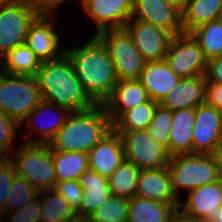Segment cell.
Wrapping results in <instances>:
<instances>
[{"mask_svg": "<svg viewBox=\"0 0 222 222\" xmlns=\"http://www.w3.org/2000/svg\"><path fill=\"white\" fill-rule=\"evenodd\" d=\"M75 75L96 105H103L118 83L114 64L103 43L93 35L84 46L65 49Z\"/></svg>", "mask_w": 222, "mask_h": 222, "instance_id": "obj_1", "label": "cell"}, {"mask_svg": "<svg viewBox=\"0 0 222 222\" xmlns=\"http://www.w3.org/2000/svg\"><path fill=\"white\" fill-rule=\"evenodd\" d=\"M35 78L42 100L46 102L70 112L86 111L96 105L84 91L65 53L58 59L42 62Z\"/></svg>", "mask_w": 222, "mask_h": 222, "instance_id": "obj_2", "label": "cell"}, {"mask_svg": "<svg viewBox=\"0 0 222 222\" xmlns=\"http://www.w3.org/2000/svg\"><path fill=\"white\" fill-rule=\"evenodd\" d=\"M113 129L104 105L82 112H71L65 124L49 143L51 150L88 153Z\"/></svg>", "mask_w": 222, "mask_h": 222, "instance_id": "obj_3", "label": "cell"}, {"mask_svg": "<svg viewBox=\"0 0 222 222\" xmlns=\"http://www.w3.org/2000/svg\"><path fill=\"white\" fill-rule=\"evenodd\" d=\"M10 161L16 174L24 177L38 191L54 189L57 183L49 144L22 142Z\"/></svg>", "mask_w": 222, "mask_h": 222, "instance_id": "obj_4", "label": "cell"}, {"mask_svg": "<svg viewBox=\"0 0 222 222\" xmlns=\"http://www.w3.org/2000/svg\"><path fill=\"white\" fill-rule=\"evenodd\" d=\"M41 101L35 76L10 75L0 70V112L21 125Z\"/></svg>", "mask_w": 222, "mask_h": 222, "instance_id": "obj_5", "label": "cell"}, {"mask_svg": "<svg viewBox=\"0 0 222 222\" xmlns=\"http://www.w3.org/2000/svg\"><path fill=\"white\" fill-rule=\"evenodd\" d=\"M172 188L178 199L180 191L188 192L220 179L212 154H185L170 157L168 163Z\"/></svg>", "mask_w": 222, "mask_h": 222, "instance_id": "obj_6", "label": "cell"}, {"mask_svg": "<svg viewBox=\"0 0 222 222\" xmlns=\"http://www.w3.org/2000/svg\"><path fill=\"white\" fill-rule=\"evenodd\" d=\"M105 46L114 64L118 81L139 80L146 64L125 28L109 29L95 35Z\"/></svg>", "mask_w": 222, "mask_h": 222, "instance_id": "obj_7", "label": "cell"}, {"mask_svg": "<svg viewBox=\"0 0 222 222\" xmlns=\"http://www.w3.org/2000/svg\"><path fill=\"white\" fill-rule=\"evenodd\" d=\"M37 16L25 0H9L0 7V59L25 44L29 26Z\"/></svg>", "mask_w": 222, "mask_h": 222, "instance_id": "obj_8", "label": "cell"}, {"mask_svg": "<svg viewBox=\"0 0 222 222\" xmlns=\"http://www.w3.org/2000/svg\"><path fill=\"white\" fill-rule=\"evenodd\" d=\"M164 60L181 79L206 73L207 59L198 42L188 33L172 37Z\"/></svg>", "mask_w": 222, "mask_h": 222, "instance_id": "obj_9", "label": "cell"}, {"mask_svg": "<svg viewBox=\"0 0 222 222\" xmlns=\"http://www.w3.org/2000/svg\"><path fill=\"white\" fill-rule=\"evenodd\" d=\"M122 140L125 159L133 162L140 170L168 166L170 156L147 130L116 131Z\"/></svg>", "mask_w": 222, "mask_h": 222, "instance_id": "obj_10", "label": "cell"}, {"mask_svg": "<svg viewBox=\"0 0 222 222\" xmlns=\"http://www.w3.org/2000/svg\"><path fill=\"white\" fill-rule=\"evenodd\" d=\"M85 15L94 22L95 34L124 28L132 18L133 0H80Z\"/></svg>", "mask_w": 222, "mask_h": 222, "instance_id": "obj_11", "label": "cell"}, {"mask_svg": "<svg viewBox=\"0 0 222 222\" xmlns=\"http://www.w3.org/2000/svg\"><path fill=\"white\" fill-rule=\"evenodd\" d=\"M132 19L153 24L173 36L184 33L182 9L167 0H133Z\"/></svg>", "mask_w": 222, "mask_h": 222, "instance_id": "obj_12", "label": "cell"}, {"mask_svg": "<svg viewBox=\"0 0 222 222\" xmlns=\"http://www.w3.org/2000/svg\"><path fill=\"white\" fill-rule=\"evenodd\" d=\"M124 28L147 62L164 60L173 35L153 24L132 18Z\"/></svg>", "mask_w": 222, "mask_h": 222, "instance_id": "obj_13", "label": "cell"}, {"mask_svg": "<svg viewBox=\"0 0 222 222\" xmlns=\"http://www.w3.org/2000/svg\"><path fill=\"white\" fill-rule=\"evenodd\" d=\"M55 16L38 15L30 24L26 44L35 53L40 62L58 59L64 50H59V33L54 30Z\"/></svg>", "mask_w": 222, "mask_h": 222, "instance_id": "obj_14", "label": "cell"}, {"mask_svg": "<svg viewBox=\"0 0 222 222\" xmlns=\"http://www.w3.org/2000/svg\"><path fill=\"white\" fill-rule=\"evenodd\" d=\"M192 154H212L218 146L222 112L207 102L194 109Z\"/></svg>", "mask_w": 222, "mask_h": 222, "instance_id": "obj_15", "label": "cell"}, {"mask_svg": "<svg viewBox=\"0 0 222 222\" xmlns=\"http://www.w3.org/2000/svg\"><path fill=\"white\" fill-rule=\"evenodd\" d=\"M51 111H53V113H54V115L52 114L53 117L50 116V119L47 118V120L45 119L44 122L42 119L40 120V118L43 117L42 115L45 114L47 116V113H51ZM70 114H71V112L64 107H60L55 104H52V103L42 100L28 114L27 118L21 124V127L26 125L27 129H30L29 133H27V135H29V137L32 136L31 133L36 131L37 135L41 138H38V139L28 138L27 141L24 140V142L49 144L53 140V138L55 137L56 133L65 124L67 117ZM45 115H44V117L46 118ZM25 121H28V122L26 123ZM39 121H40V123H38ZM37 123L39 124V126L37 125Z\"/></svg>", "mask_w": 222, "mask_h": 222, "instance_id": "obj_16", "label": "cell"}, {"mask_svg": "<svg viewBox=\"0 0 222 222\" xmlns=\"http://www.w3.org/2000/svg\"><path fill=\"white\" fill-rule=\"evenodd\" d=\"M124 160L123 143L114 129L88 152L89 169L105 178H109Z\"/></svg>", "mask_w": 222, "mask_h": 222, "instance_id": "obj_17", "label": "cell"}, {"mask_svg": "<svg viewBox=\"0 0 222 222\" xmlns=\"http://www.w3.org/2000/svg\"><path fill=\"white\" fill-rule=\"evenodd\" d=\"M136 196L161 203H179L168 166L140 170Z\"/></svg>", "mask_w": 222, "mask_h": 222, "instance_id": "obj_18", "label": "cell"}, {"mask_svg": "<svg viewBox=\"0 0 222 222\" xmlns=\"http://www.w3.org/2000/svg\"><path fill=\"white\" fill-rule=\"evenodd\" d=\"M218 206H222L221 178L190 191L185 202L179 201L178 211L187 218L204 220Z\"/></svg>", "mask_w": 222, "mask_h": 222, "instance_id": "obj_19", "label": "cell"}, {"mask_svg": "<svg viewBox=\"0 0 222 222\" xmlns=\"http://www.w3.org/2000/svg\"><path fill=\"white\" fill-rule=\"evenodd\" d=\"M206 84L205 75L181 79L159 104L171 111L195 109L206 102Z\"/></svg>", "mask_w": 222, "mask_h": 222, "instance_id": "obj_20", "label": "cell"}, {"mask_svg": "<svg viewBox=\"0 0 222 222\" xmlns=\"http://www.w3.org/2000/svg\"><path fill=\"white\" fill-rule=\"evenodd\" d=\"M149 100L148 92L139 80H120L103 105L113 124L124 112Z\"/></svg>", "mask_w": 222, "mask_h": 222, "instance_id": "obj_21", "label": "cell"}, {"mask_svg": "<svg viewBox=\"0 0 222 222\" xmlns=\"http://www.w3.org/2000/svg\"><path fill=\"white\" fill-rule=\"evenodd\" d=\"M177 76L165 60L146 62L139 81L152 101H160L179 83Z\"/></svg>", "mask_w": 222, "mask_h": 222, "instance_id": "obj_22", "label": "cell"}, {"mask_svg": "<svg viewBox=\"0 0 222 222\" xmlns=\"http://www.w3.org/2000/svg\"><path fill=\"white\" fill-rule=\"evenodd\" d=\"M78 181L83 188L80 216L91 217L111 196L108 178L88 169L80 175Z\"/></svg>", "mask_w": 222, "mask_h": 222, "instance_id": "obj_23", "label": "cell"}, {"mask_svg": "<svg viewBox=\"0 0 222 222\" xmlns=\"http://www.w3.org/2000/svg\"><path fill=\"white\" fill-rule=\"evenodd\" d=\"M194 119V109H178L173 111L172 127L168 143V154L170 157L192 154Z\"/></svg>", "mask_w": 222, "mask_h": 222, "instance_id": "obj_24", "label": "cell"}, {"mask_svg": "<svg viewBox=\"0 0 222 222\" xmlns=\"http://www.w3.org/2000/svg\"><path fill=\"white\" fill-rule=\"evenodd\" d=\"M179 203H161L134 196L129 199L127 222H171Z\"/></svg>", "mask_w": 222, "mask_h": 222, "instance_id": "obj_25", "label": "cell"}, {"mask_svg": "<svg viewBox=\"0 0 222 222\" xmlns=\"http://www.w3.org/2000/svg\"><path fill=\"white\" fill-rule=\"evenodd\" d=\"M220 2L221 0H188L182 9L183 32L190 34L199 26L220 19Z\"/></svg>", "mask_w": 222, "mask_h": 222, "instance_id": "obj_26", "label": "cell"}, {"mask_svg": "<svg viewBox=\"0 0 222 222\" xmlns=\"http://www.w3.org/2000/svg\"><path fill=\"white\" fill-rule=\"evenodd\" d=\"M40 66V60L26 43L15 47L0 59V70L10 75L35 76Z\"/></svg>", "mask_w": 222, "mask_h": 222, "instance_id": "obj_27", "label": "cell"}, {"mask_svg": "<svg viewBox=\"0 0 222 222\" xmlns=\"http://www.w3.org/2000/svg\"><path fill=\"white\" fill-rule=\"evenodd\" d=\"M52 159L57 182L78 180L89 169L88 153L52 150Z\"/></svg>", "mask_w": 222, "mask_h": 222, "instance_id": "obj_28", "label": "cell"}, {"mask_svg": "<svg viewBox=\"0 0 222 222\" xmlns=\"http://www.w3.org/2000/svg\"><path fill=\"white\" fill-rule=\"evenodd\" d=\"M139 173L138 166L125 159L108 178L111 195L128 199L134 197Z\"/></svg>", "mask_w": 222, "mask_h": 222, "instance_id": "obj_29", "label": "cell"}, {"mask_svg": "<svg viewBox=\"0 0 222 222\" xmlns=\"http://www.w3.org/2000/svg\"><path fill=\"white\" fill-rule=\"evenodd\" d=\"M45 193V195H44ZM40 222H65L77 216L76 210L55 189L41 191Z\"/></svg>", "mask_w": 222, "mask_h": 222, "instance_id": "obj_30", "label": "cell"}, {"mask_svg": "<svg viewBox=\"0 0 222 222\" xmlns=\"http://www.w3.org/2000/svg\"><path fill=\"white\" fill-rule=\"evenodd\" d=\"M158 102L151 99L124 112L113 124L115 131L146 130L152 121Z\"/></svg>", "mask_w": 222, "mask_h": 222, "instance_id": "obj_31", "label": "cell"}, {"mask_svg": "<svg viewBox=\"0 0 222 222\" xmlns=\"http://www.w3.org/2000/svg\"><path fill=\"white\" fill-rule=\"evenodd\" d=\"M207 60L222 56V19L201 25L191 33Z\"/></svg>", "mask_w": 222, "mask_h": 222, "instance_id": "obj_32", "label": "cell"}, {"mask_svg": "<svg viewBox=\"0 0 222 222\" xmlns=\"http://www.w3.org/2000/svg\"><path fill=\"white\" fill-rule=\"evenodd\" d=\"M9 192L5 208L0 212V217L4 213H11L20 209L39 194L33 185L16 173L13 177Z\"/></svg>", "mask_w": 222, "mask_h": 222, "instance_id": "obj_33", "label": "cell"}, {"mask_svg": "<svg viewBox=\"0 0 222 222\" xmlns=\"http://www.w3.org/2000/svg\"><path fill=\"white\" fill-rule=\"evenodd\" d=\"M129 199L111 195L91 215L93 222H127Z\"/></svg>", "mask_w": 222, "mask_h": 222, "instance_id": "obj_34", "label": "cell"}, {"mask_svg": "<svg viewBox=\"0 0 222 222\" xmlns=\"http://www.w3.org/2000/svg\"><path fill=\"white\" fill-rule=\"evenodd\" d=\"M172 114L168 108L163 107L161 104H157L152 121L147 127V132L151 137L160 145H162L168 152V143L170 130L172 127Z\"/></svg>", "mask_w": 222, "mask_h": 222, "instance_id": "obj_35", "label": "cell"}, {"mask_svg": "<svg viewBox=\"0 0 222 222\" xmlns=\"http://www.w3.org/2000/svg\"><path fill=\"white\" fill-rule=\"evenodd\" d=\"M20 127L16 120L0 112V160L10 159L13 150L16 149L12 148L11 143Z\"/></svg>", "mask_w": 222, "mask_h": 222, "instance_id": "obj_36", "label": "cell"}, {"mask_svg": "<svg viewBox=\"0 0 222 222\" xmlns=\"http://www.w3.org/2000/svg\"><path fill=\"white\" fill-rule=\"evenodd\" d=\"M40 196L41 194L39 192V194L35 198L28 201L20 209L13 211L11 213H4L0 217V222H6L3 220L7 219L6 218L7 216H9L10 218L9 222H40V217H41V197ZM10 214H11V217H10Z\"/></svg>", "mask_w": 222, "mask_h": 222, "instance_id": "obj_37", "label": "cell"}, {"mask_svg": "<svg viewBox=\"0 0 222 222\" xmlns=\"http://www.w3.org/2000/svg\"><path fill=\"white\" fill-rule=\"evenodd\" d=\"M60 193L69 203L70 207L76 210L80 216V202L82 200L83 188L78 180H68L57 182L54 188Z\"/></svg>", "mask_w": 222, "mask_h": 222, "instance_id": "obj_38", "label": "cell"}, {"mask_svg": "<svg viewBox=\"0 0 222 222\" xmlns=\"http://www.w3.org/2000/svg\"><path fill=\"white\" fill-rule=\"evenodd\" d=\"M15 173L14 164L10 159L0 160V212L5 208Z\"/></svg>", "mask_w": 222, "mask_h": 222, "instance_id": "obj_39", "label": "cell"}, {"mask_svg": "<svg viewBox=\"0 0 222 222\" xmlns=\"http://www.w3.org/2000/svg\"><path fill=\"white\" fill-rule=\"evenodd\" d=\"M38 15H56L59 5L67 0H25Z\"/></svg>", "mask_w": 222, "mask_h": 222, "instance_id": "obj_40", "label": "cell"}, {"mask_svg": "<svg viewBox=\"0 0 222 222\" xmlns=\"http://www.w3.org/2000/svg\"><path fill=\"white\" fill-rule=\"evenodd\" d=\"M205 78L207 83H222V56L207 60Z\"/></svg>", "mask_w": 222, "mask_h": 222, "instance_id": "obj_41", "label": "cell"}, {"mask_svg": "<svg viewBox=\"0 0 222 222\" xmlns=\"http://www.w3.org/2000/svg\"><path fill=\"white\" fill-rule=\"evenodd\" d=\"M206 102L222 112V83L206 84Z\"/></svg>", "mask_w": 222, "mask_h": 222, "instance_id": "obj_42", "label": "cell"}, {"mask_svg": "<svg viewBox=\"0 0 222 222\" xmlns=\"http://www.w3.org/2000/svg\"><path fill=\"white\" fill-rule=\"evenodd\" d=\"M203 221L222 222V206H218L215 210H212Z\"/></svg>", "mask_w": 222, "mask_h": 222, "instance_id": "obj_43", "label": "cell"}, {"mask_svg": "<svg viewBox=\"0 0 222 222\" xmlns=\"http://www.w3.org/2000/svg\"><path fill=\"white\" fill-rule=\"evenodd\" d=\"M212 156L215 159L218 175L222 179V147H217L212 153Z\"/></svg>", "mask_w": 222, "mask_h": 222, "instance_id": "obj_44", "label": "cell"}, {"mask_svg": "<svg viewBox=\"0 0 222 222\" xmlns=\"http://www.w3.org/2000/svg\"><path fill=\"white\" fill-rule=\"evenodd\" d=\"M171 222H203V220L190 219L183 216L179 211L173 216Z\"/></svg>", "mask_w": 222, "mask_h": 222, "instance_id": "obj_45", "label": "cell"}, {"mask_svg": "<svg viewBox=\"0 0 222 222\" xmlns=\"http://www.w3.org/2000/svg\"><path fill=\"white\" fill-rule=\"evenodd\" d=\"M65 222H93L90 217L76 216L75 218H70Z\"/></svg>", "mask_w": 222, "mask_h": 222, "instance_id": "obj_46", "label": "cell"}, {"mask_svg": "<svg viewBox=\"0 0 222 222\" xmlns=\"http://www.w3.org/2000/svg\"><path fill=\"white\" fill-rule=\"evenodd\" d=\"M170 1L174 4H176L178 7H180L181 9H183L187 3L188 0H167Z\"/></svg>", "mask_w": 222, "mask_h": 222, "instance_id": "obj_47", "label": "cell"}, {"mask_svg": "<svg viewBox=\"0 0 222 222\" xmlns=\"http://www.w3.org/2000/svg\"><path fill=\"white\" fill-rule=\"evenodd\" d=\"M217 147H222V115H221V123H220V128H219L218 146Z\"/></svg>", "mask_w": 222, "mask_h": 222, "instance_id": "obj_48", "label": "cell"}, {"mask_svg": "<svg viewBox=\"0 0 222 222\" xmlns=\"http://www.w3.org/2000/svg\"><path fill=\"white\" fill-rule=\"evenodd\" d=\"M219 17H220V19H222V0L220 2Z\"/></svg>", "mask_w": 222, "mask_h": 222, "instance_id": "obj_49", "label": "cell"}, {"mask_svg": "<svg viewBox=\"0 0 222 222\" xmlns=\"http://www.w3.org/2000/svg\"><path fill=\"white\" fill-rule=\"evenodd\" d=\"M9 0H0V7L4 6Z\"/></svg>", "mask_w": 222, "mask_h": 222, "instance_id": "obj_50", "label": "cell"}]
</instances>
